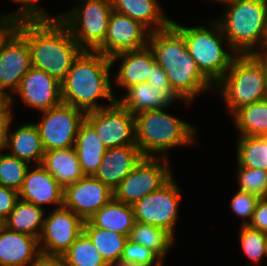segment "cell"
<instances>
[{
  "mask_svg": "<svg viewBox=\"0 0 267 266\" xmlns=\"http://www.w3.org/2000/svg\"><path fill=\"white\" fill-rule=\"evenodd\" d=\"M205 1H207V2H208V1H209V2L211 1V2H212V1H213L214 4L217 3V5H218V4H220V5L222 4V5H223V4L228 3V2H230V1H233V0H205Z\"/></svg>",
  "mask_w": 267,
  "mask_h": 266,
  "instance_id": "obj_48",
  "label": "cell"
},
{
  "mask_svg": "<svg viewBox=\"0 0 267 266\" xmlns=\"http://www.w3.org/2000/svg\"><path fill=\"white\" fill-rule=\"evenodd\" d=\"M148 84L151 86H155L156 88H160L161 91L166 94L174 103L175 101H180L182 104H186L185 106H190V104L192 105V103L190 102L181 101L175 95L169 84L166 72L156 62L152 65V74L151 77H149L148 79Z\"/></svg>",
  "mask_w": 267,
  "mask_h": 266,
  "instance_id": "obj_40",
  "label": "cell"
},
{
  "mask_svg": "<svg viewBox=\"0 0 267 266\" xmlns=\"http://www.w3.org/2000/svg\"><path fill=\"white\" fill-rule=\"evenodd\" d=\"M143 157L136 144L108 148L93 176L114 191Z\"/></svg>",
  "mask_w": 267,
  "mask_h": 266,
  "instance_id": "obj_20",
  "label": "cell"
},
{
  "mask_svg": "<svg viewBox=\"0 0 267 266\" xmlns=\"http://www.w3.org/2000/svg\"><path fill=\"white\" fill-rule=\"evenodd\" d=\"M33 122L18 124V127L16 125V129H13L15 126L13 125L14 120L12 121L8 133L6 152L30 165H41L45 149L38 127Z\"/></svg>",
  "mask_w": 267,
  "mask_h": 266,
  "instance_id": "obj_22",
  "label": "cell"
},
{
  "mask_svg": "<svg viewBox=\"0 0 267 266\" xmlns=\"http://www.w3.org/2000/svg\"><path fill=\"white\" fill-rule=\"evenodd\" d=\"M178 184L173 175L159 189L139 199L133 205L135 221L161 227L175 237L184 196Z\"/></svg>",
  "mask_w": 267,
  "mask_h": 266,
  "instance_id": "obj_9",
  "label": "cell"
},
{
  "mask_svg": "<svg viewBox=\"0 0 267 266\" xmlns=\"http://www.w3.org/2000/svg\"><path fill=\"white\" fill-rule=\"evenodd\" d=\"M207 22L188 27L172 19L171 24L182 34L198 69L215 86L238 54L229 46L219 23L214 18Z\"/></svg>",
  "mask_w": 267,
  "mask_h": 266,
  "instance_id": "obj_5",
  "label": "cell"
},
{
  "mask_svg": "<svg viewBox=\"0 0 267 266\" xmlns=\"http://www.w3.org/2000/svg\"><path fill=\"white\" fill-rule=\"evenodd\" d=\"M238 190L267 197V171L239 166L234 169Z\"/></svg>",
  "mask_w": 267,
  "mask_h": 266,
  "instance_id": "obj_36",
  "label": "cell"
},
{
  "mask_svg": "<svg viewBox=\"0 0 267 266\" xmlns=\"http://www.w3.org/2000/svg\"><path fill=\"white\" fill-rule=\"evenodd\" d=\"M15 21L6 16V13L0 12V43L4 37L14 28Z\"/></svg>",
  "mask_w": 267,
  "mask_h": 266,
  "instance_id": "obj_45",
  "label": "cell"
},
{
  "mask_svg": "<svg viewBox=\"0 0 267 266\" xmlns=\"http://www.w3.org/2000/svg\"><path fill=\"white\" fill-rule=\"evenodd\" d=\"M95 227L129 237L135 223L134 209L114 197L88 219Z\"/></svg>",
  "mask_w": 267,
  "mask_h": 266,
  "instance_id": "obj_26",
  "label": "cell"
},
{
  "mask_svg": "<svg viewBox=\"0 0 267 266\" xmlns=\"http://www.w3.org/2000/svg\"><path fill=\"white\" fill-rule=\"evenodd\" d=\"M40 255L38 238L0 224V266H30Z\"/></svg>",
  "mask_w": 267,
  "mask_h": 266,
  "instance_id": "obj_21",
  "label": "cell"
},
{
  "mask_svg": "<svg viewBox=\"0 0 267 266\" xmlns=\"http://www.w3.org/2000/svg\"><path fill=\"white\" fill-rule=\"evenodd\" d=\"M83 231L89 236L102 258L109 266L118 265L128 237L114 231L95 227L84 221Z\"/></svg>",
  "mask_w": 267,
  "mask_h": 266,
  "instance_id": "obj_30",
  "label": "cell"
},
{
  "mask_svg": "<svg viewBox=\"0 0 267 266\" xmlns=\"http://www.w3.org/2000/svg\"><path fill=\"white\" fill-rule=\"evenodd\" d=\"M31 67L27 40L13 28L0 43V94L7 101Z\"/></svg>",
  "mask_w": 267,
  "mask_h": 266,
  "instance_id": "obj_13",
  "label": "cell"
},
{
  "mask_svg": "<svg viewBox=\"0 0 267 266\" xmlns=\"http://www.w3.org/2000/svg\"><path fill=\"white\" fill-rule=\"evenodd\" d=\"M41 166H43L63 188L74 184L85 176L74 146L45 151Z\"/></svg>",
  "mask_w": 267,
  "mask_h": 266,
  "instance_id": "obj_24",
  "label": "cell"
},
{
  "mask_svg": "<svg viewBox=\"0 0 267 266\" xmlns=\"http://www.w3.org/2000/svg\"><path fill=\"white\" fill-rule=\"evenodd\" d=\"M236 163L239 166L267 171V136L236 138Z\"/></svg>",
  "mask_w": 267,
  "mask_h": 266,
  "instance_id": "obj_32",
  "label": "cell"
},
{
  "mask_svg": "<svg viewBox=\"0 0 267 266\" xmlns=\"http://www.w3.org/2000/svg\"><path fill=\"white\" fill-rule=\"evenodd\" d=\"M40 113L34 122L39 130L45 151L70 148L75 144L78 129L85 120V112L71 105H60Z\"/></svg>",
  "mask_w": 267,
  "mask_h": 266,
  "instance_id": "obj_11",
  "label": "cell"
},
{
  "mask_svg": "<svg viewBox=\"0 0 267 266\" xmlns=\"http://www.w3.org/2000/svg\"><path fill=\"white\" fill-rule=\"evenodd\" d=\"M223 5L215 20L229 46L238 55L257 53L267 32V0H233Z\"/></svg>",
  "mask_w": 267,
  "mask_h": 266,
  "instance_id": "obj_6",
  "label": "cell"
},
{
  "mask_svg": "<svg viewBox=\"0 0 267 266\" xmlns=\"http://www.w3.org/2000/svg\"><path fill=\"white\" fill-rule=\"evenodd\" d=\"M112 69L109 57L97 51H82L61 82L62 103L85 113L115 103Z\"/></svg>",
  "mask_w": 267,
  "mask_h": 266,
  "instance_id": "obj_3",
  "label": "cell"
},
{
  "mask_svg": "<svg viewBox=\"0 0 267 266\" xmlns=\"http://www.w3.org/2000/svg\"><path fill=\"white\" fill-rule=\"evenodd\" d=\"M114 197V191L94 176H84L64 188L63 206L84 221Z\"/></svg>",
  "mask_w": 267,
  "mask_h": 266,
  "instance_id": "obj_17",
  "label": "cell"
},
{
  "mask_svg": "<svg viewBox=\"0 0 267 266\" xmlns=\"http://www.w3.org/2000/svg\"><path fill=\"white\" fill-rule=\"evenodd\" d=\"M48 11L43 10L44 19L61 20L83 51H96L104 43L113 9L110 0H88L60 14Z\"/></svg>",
  "mask_w": 267,
  "mask_h": 266,
  "instance_id": "obj_8",
  "label": "cell"
},
{
  "mask_svg": "<svg viewBox=\"0 0 267 266\" xmlns=\"http://www.w3.org/2000/svg\"><path fill=\"white\" fill-rule=\"evenodd\" d=\"M11 1L19 6L14 12H5L6 16L13 21L39 20L43 18V10L45 8L39 6L38 2L41 0H10V3Z\"/></svg>",
  "mask_w": 267,
  "mask_h": 266,
  "instance_id": "obj_39",
  "label": "cell"
},
{
  "mask_svg": "<svg viewBox=\"0 0 267 266\" xmlns=\"http://www.w3.org/2000/svg\"><path fill=\"white\" fill-rule=\"evenodd\" d=\"M83 225L84 220L64 206L48 210L38 239L41 254L62 256L83 232Z\"/></svg>",
  "mask_w": 267,
  "mask_h": 266,
  "instance_id": "obj_14",
  "label": "cell"
},
{
  "mask_svg": "<svg viewBox=\"0 0 267 266\" xmlns=\"http://www.w3.org/2000/svg\"><path fill=\"white\" fill-rule=\"evenodd\" d=\"M71 1H75V2L77 1V3L74 4V6H75L76 4H79L81 2L88 1V0H71Z\"/></svg>",
  "mask_w": 267,
  "mask_h": 266,
  "instance_id": "obj_50",
  "label": "cell"
},
{
  "mask_svg": "<svg viewBox=\"0 0 267 266\" xmlns=\"http://www.w3.org/2000/svg\"><path fill=\"white\" fill-rule=\"evenodd\" d=\"M46 213L47 209L19 199L2 225L39 239Z\"/></svg>",
  "mask_w": 267,
  "mask_h": 266,
  "instance_id": "obj_28",
  "label": "cell"
},
{
  "mask_svg": "<svg viewBox=\"0 0 267 266\" xmlns=\"http://www.w3.org/2000/svg\"><path fill=\"white\" fill-rule=\"evenodd\" d=\"M12 111L13 109L9 106L8 102L0 108V154L6 152L9 128L15 119V113Z\"/></svg>",
  "mask_w": 267,
  "mask_h": 266,
  "instance_id": "obj_42",
  "label": "cell"
},
{
  "mask_svg": "<svg viewBox=\"0 0 267 266\" xmlns=\"http://www.w3.org/2000/svg\"><path fill=\"white\" fill-rule=\"evenodd\" d=\"M62 257L67 266H109L84 231Z\"/></svg>",
  "mask_w": 267,
  "mask_h": 266,
  "instance_id": "obj_33",
  "label": "cell"
},
{
  "mask_svg": "<svg viewBox=\"0 0 267 266\" xmlns=\"http://www.w3.org/2000/svg\"><path fill=\"white\" fill-rule=\"evenodd\" d=\"M14 28L27 40L32 67L45 71L60 83L83 51L61 20L16 21Z\"/></svg>",
  "mask_w": 267,
  "mask_h": 266,
  "instance_id": "obj_2",
  "label": "cell"
},
{
  "mask_svg": "<svg viewBox=\"0 0 267 266\" xmlns=\"http://www.w3.org/2000/svg\"><path fill=\"white\" fill-rule=\"evenodd\" d=\"M20 100L29 109L42 112L62 103L61 83L43 70L31 67L24 75L17 91L7 101L13 109Z\"/></svg>",
  "mask_w": 267,
  "mask_h": 266,
  "instance_id": "obj_15",
  "label": "cell"
},
{
  "mask_svg": "<svg viewBox=\"0 0 267 266\" xmlns=\"http://www.w3.org/2000/svg\"><path fill=\"white\" fill-rule=\"evenodd\" d=\"M18 193L19 199L44 209L63 206L64 188L41 165L30 166Z\"/></svg>",
  "mask_w": 267,
  "mask_h": 266,
  "instance_id": "obj_19",
  "label": "cell"
},
{
  "mask_svg": "<svg viewBox=\"0 0 267 266\" xmlns=\"http://www.w3.org/2000/svg\"><path fill=\"white\" fill-rule=\"evenodd\" d=\"M233 197L230 200V210L241 219L240 225H248L252 218L256 208V205L260 199L259 196L238 190L236 188Z\"/></svg>",
  "mask_w": 267,
  "mask_h": 266,
  "instance_id": "obj_38",
  "label": "cell"
},
{
  "mask_svg": "<svg viewBox=\"0 0 267 266\" xmlns=\"http://www.w3.org/2000/svg\"><path fill=\"white\" fill-rule=\"evenodd\" d=\"M7 102V100L0 94V108Z\"/></svg>",
  "mask_w": 267,
  "mask_h": 266,
  "instance_id": "obj_49",
  "label": "cell"
},
{
  "mask_svg": "<svg viewBox=\"0 0 267 266\" xmlns=\"http://www.w3.org/2000/svg\"><path fill=\"white\" fill-rule=\"evenodd\" d=\"M260 57L267 59V32L262 48L257 52Z\"/></svg>",
  "mask_w": 267,
  "mask_h": 266,
  "instance_id": "obj_46",
  "label": "cell"
},
{
  "mask_svg": "<svg viewBox=\"0 0 267 266\" xmlns=\"http://www.w3.org/2000/svg\"><path fill=\"white\" fill-rule=\"evenodd\" d=\"M251 228L267 233V197L260 198L251 222Z\"/></svg>",
  "mask_w": 267,
  "mask_h": 266,
  "instance_id": "obj_43",
  "label": "cell"
},
{
  "mask_svg": "<svg viewBox=\"0 0 267 266\" xmlns=\"http://www.w3.org/2000/svg\"><path fill=\"white\" fill-rule=\"evenodd\" d=\"M148 46L156 63L166 72L171 89L181 101L193 104L198 95L215 93V86L198 69L182 34L172 24L151 32Z\"/></svg>",
  "mask_w": 267,
  "mask_h": 266,
  "instance_id": "obj_1",
  "label": "cell"
},
{
  "mask_svg": "<svg viewBox=\"0 0 267 266\" xmlns=\"http://www.w3.org/2000/svg\"><path fill=\"white\" fill-rule=\"evenodd\" d=\"M238 238L240 250L247 258V266H261L267 259L266 233L253 229L249 225H240Z\"/></svg>",
  "mask_w": 267,
  "mask_h": 266,
  "instance_id": "obj_34",
  "label": "cell"
},
{
  "mask_svg": "<svg viewBox=\"0 0 267 266\" xmlns=\"http://www.w3.org/2000/svg\"><path fill=\"white\" fill-rule=\"evenodd\" d=\"M112 67L115 68V74L113 73L112 80H113V92L118 95L115 91V87L121 89V95L124 91L128 88L148 82L149 77L152 74V65L156 62L154 54L149 46L138 49V50H131V51H124L115 54L111 58ZM117 62V63H116ZM116 93V94H115Z\"/></svg>",
  "mask_w": 267,
  "mask_h": 266,
  "instance_id": "obj_18",
  "label": "cell"
},
{
  "mask_svg": "<svg viewBox=\"0 0 267 266\" xmlns=\"http://www.w3.org/2000/svg\"><path fill=\"white\" fill-rule=\"evenodd\" d=\"M30 266H67L62 256L41 254Z\"/></svg>",
  "mask_w": 267,
  "mask_h": 266,
  "instance_id": "obj_44",
  "label": "cell"
},
{
  "mask_svg": "<svg viewBox=\"0 0 267 266\" xmlns=\"http://www.w3.org/2000/svg\"><path fill=\"white\" fill-rule=\"evenodd\" d=\"M30 164L7 152L0 154V185L19 191Z\"/></svg>",
  "mask_w": 267,
  "mask_h": 266,
  "instance_id": "obj_35",
  "label": "cell"
},
{
  "mask_svg": "<svg viewBox=\"0 0 267 266\" xmlns=\"http://www.w3.org/2000/svg\"><path fill=\"white\" fill-rule=\"evenodd\" d=\"M231 118L238 135L267 136V98L241 106Z\"/></svg>",
  "mask_w": 267,
  "mask_h": 266,
  "instance_id": "obj_29",
  "label": "cell"
},
{
  "mask_svg": "<svg viewBox=\"0 0 267 266\" xmlns=\"http://www.w3.org/2000/svg\"><path fill=\"white\" fill-rule=\"evenodd\" d=\"M85 120L93 127L106 149L136 144L134 114L118 101L87 112Z\"/></svg>",
  "mask_w": 267,
  "mask_h": 266,
  "instance_id": "obj_12",
  "label": "cell"
},
{
  "mask_svg": "<svg viewBox=\"0 0 267 266\" xmlns=\"http://www.w3.org/2000/svg\"><path fill=\"white\" fill-rule=\"evenodd\" d=\"M266 250H267V233H266Z\"/></svg>",
  "mask_w": 267,
  "mask_h": 266,
  "instance_id": "obj_51",
  "label": "cell"
},
{
  "mask_svg": "<svg viewBox=\"0 0 267 266\" xmlns=\"http://www.w3.org/2000/svg\"><path fill=\"white\" fill-rule=\"evenodd\" d=\"M117 101L131 114H137L148 110L171 109L170 106L175 105L160 88L151 86L148 82L128 88L119 96Z\"/></svg>",
  "mask_w": 267,
  "mask_h": 266,
  "instance_id": "obj_25",
  "label": "cell"
},
{
  "mask_svg": "<svg viewBox=\"0 0 267 266\" xmlns=\"http://www.w3.org/2000/svg\"><path fill=\"white\" fill-rule=\"evenodd\" d=\"M167 110H148L134 114L136 145L144 157L170 158L173 149L193 147L198 143L197 125Z\"/></svg>",
  "mask_w": 267,
  "mask_h": 266,
  "instance_id": "obj_4",
  "label": "cell"
},
{
  "mask_svg": "<svg viewBox=\"0 0 267 266\" xmlns=\"http://www.w3.org/2000/svg\"><path fill=\"white\" fill-rule=\"evenodd\" d=\"M214 95L223 99L226 113L230 116L243 105L267 98L263 57L257 53L237 55L223 78L215 85Z\"/></svg>",
  "mask_w": 267,
  "mask_h": 266,
  "instance_id": "obj_7",
  "label": "cell"
},
{
  "mask_svg": "<svg viewBox=\"0 0 267 266\" xmlns=\"http://www.w3.org/2000/svg\"><path fill=\"white\" fill-rule=\"evenodd\" d=\"M150 31L140 22L113 11L104 43L96 50L111 58L117 53L148 46Z\"/></svg>",
  "mask_w": 267,
  "mask_h": 266,
  "instance_id": "obj_16",
  "label": "cell"
},
{
  "mask_svg": "<svg viewBox=\"0 0 267 266\" xmlns=\"http://www.w3.org/2000/svg\"><path fill=\"white\" fill-rule=\"evenodd\" d=\"M74 148L84 175L93 176L101 164L106 148L86 120L78 129Z\"/></svg>",
  "mask_w": 267,
  "mask_h": 266,
  "instance_id": "obj_27",
  "label": "cell"
},
{
  "mask_svg": "<svg viewBox=\"0 0 267 266\" xmlns=\"http://www.w3.org/2000/svg\"><path fill=\"white\" fill-rule=\"evenodd\" d=\"M164 264L154 251L129 239L119 263L122 266H165Z\"/></svg>",
  "mask_w": 267,
  "mask_h": 266,
  "instance_id": "obj_37",
  "label": "cell"
},
{
  "mask_svg": "<svg viewBox=\"0 0 267 266\" xmlns=\"http://www.w3.org/2000/svg\"><path fill=\"white\" fill-rule=\"evenodd\" d=\"M110 3L113 11L140 22L150 32L165 29L172 21L160 0H110Z\"/></svg>",
  "mask_w": 267,
  "mask_h": 266,
  "instance_id": "obj_23",
  "label": "cell"
},
{
  "mask_svg": "<svg viewBox=\"0 0 267 266\" xmlns=\"http://www.w3.org/2000/svg\"><path fill=\"white\" fill-rule=\"evenodd\" d=\"M170 158L143 157L114 190V198L128 205L159 189L174 174Z\"/></svg>",
  "mask_w": 267,
  "mask_h": 266,
  "instance_id": "obj_10",
  "label": "cell"
},
{
  "mask_svg": "<svg viewBox=\"0 0 267 266\" xmlns=\"http://www.w3.org/2000/svg\"><path fill=\"white\" fill-rule=\"evenodd\" d=\"M263 72H264V84L267 97V59L263 58Z\"/></svg>",
  "mask_w": 267,
  "mask_h": 266,
  "instance_id": "obj_47",
  "label": "cell"
},
{
  "mask_svg": "<svg viewBox=\"0 0 267 266\" xmlns=\"http://www.w3.org/2000/svg\"><path fill=\"white\" fill-rule=\"evenodd\" d=\"M128 239L148 249H151L164 262H166L167 255L177 241L175 237L167 230L137 221H135Z\"/></svg>",
  "mask_w": 267,
  "mask_h": 266,
  "instance_id": "obj_31",
  "label": "cell"
},
{
  "mask_svg": "<svg viewBox=\"0 0 267 266\" xmlns=\"http://www.w3.org/2000/svg\"><path fill=\"white\" fill-rule=\"evenodd\" d=\"M18 200V191L0 185V224L7 219Z\"/></svg>",
  "mask_w": 267,
  "mask_h": 266,
  "instance_id": "obj_41",
  "label": "cell"
}]
</instances>
